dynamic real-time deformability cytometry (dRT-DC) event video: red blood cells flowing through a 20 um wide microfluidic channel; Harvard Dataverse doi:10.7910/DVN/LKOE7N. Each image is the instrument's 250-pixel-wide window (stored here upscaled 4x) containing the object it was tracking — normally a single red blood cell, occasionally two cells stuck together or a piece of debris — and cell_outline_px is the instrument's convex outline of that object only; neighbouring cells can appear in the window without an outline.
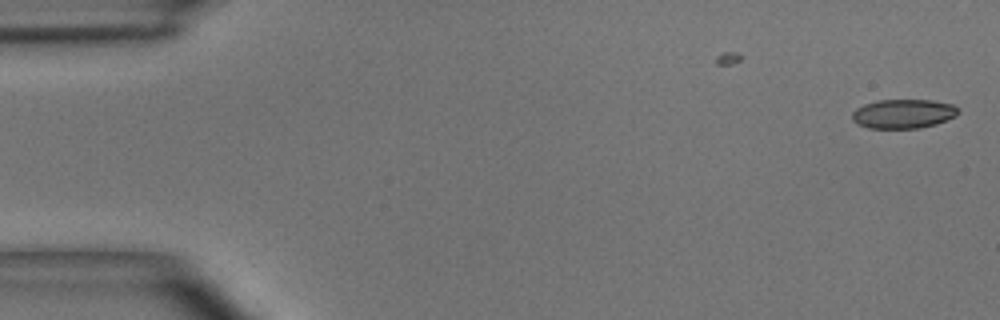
{"species": "common noctule bat (a hibernating species)", "species_latin": "Nyctalus noctula", "temperature_condition": "room temperature", "stored_images_in_passage": 13, "camera_frame_rate_fps": 3000, "um_per_image_px": 0.085, "animal": {"sex": "male", "body_mass_g": 15.6}, "frame": {"image": 1, "passage_image": 1, "time_ms": 0.0, "image_size_px": [1000, 320], "cell_outline_px": [[960, 112], [956, 116], [936, 124], [920, 128], [868, 128], [852, 120], [852, 112], [856, 108], [864, 104], [876, 100], [932, 100], [952, 104], [960, 108]], "centroid_in_image_um": [76.81, 9.66], "position_along_channel_um": 8.2, "area_um2": 18.15}}